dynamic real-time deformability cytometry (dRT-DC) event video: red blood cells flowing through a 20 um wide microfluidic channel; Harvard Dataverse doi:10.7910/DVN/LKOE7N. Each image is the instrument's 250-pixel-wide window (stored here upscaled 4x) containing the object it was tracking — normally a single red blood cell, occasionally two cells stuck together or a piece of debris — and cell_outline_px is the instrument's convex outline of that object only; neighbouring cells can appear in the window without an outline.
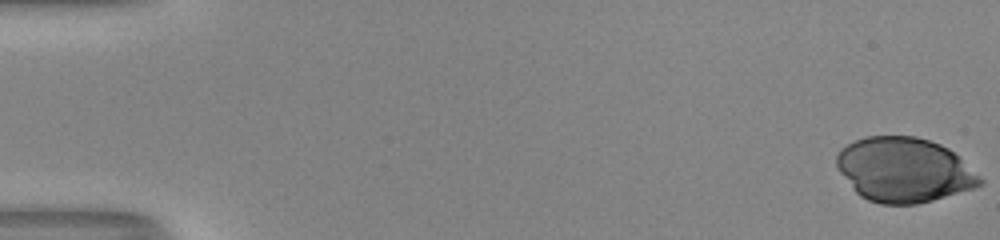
{"species": "human", "species_latin": "Homo sapiens", "temperature_condition": "room temperature", "stored_images_in_passage": 53, "camera_frame_rate_fps": 3000, "um_per_image_px": 0.085, "donor": {"sex": "male"}, "frame": {"image": 1, "passage_image": 1, "time_ms": 0.0, "image_size_px": [1000, 240], "cell_outline_px": [[984, 184], [972, 188], [932, 200], [916, 204], [880, 204], [868, 200], [860, 196], [856, 192], [840, 172], [836, 164], [836, 156], [840, 148], [856, 140], [868, 136], [916, 136], [940, 144], [948, 148], [980, 176], [984, 180]], "centroid_in_image_um": [76.82, 14.44], "position_along_channel_um": 8.2, "area_um2": 53.58}}
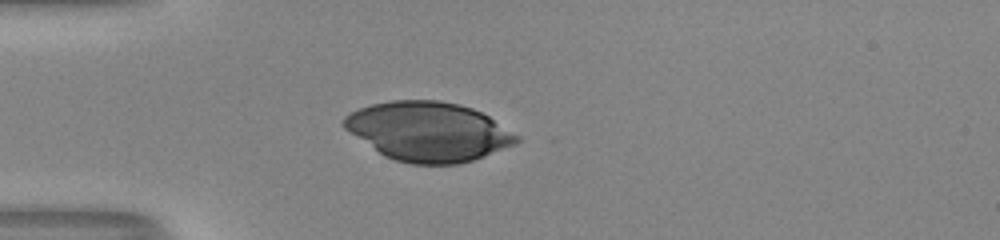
{"frame": {"image": 2, "passage_image": 16, "time_ms": 5.0, "image_size_px": [1000, 240], "cell_outline_px": [[520, 140], [516, 144], [484, 156], [460, 164], [412, 164], [396, 160], [384, 156], [344, 128], [340, 124], [340, 120], [348, 112], [372, 104], [392, 100], [440, 100], [460, 104], [472, 108], [488, 116], [520, 136]], "centroid_in_image_um": [36.39, 11.17], "position_along_channel_um": 48.6, "area_um2": 59.65}}